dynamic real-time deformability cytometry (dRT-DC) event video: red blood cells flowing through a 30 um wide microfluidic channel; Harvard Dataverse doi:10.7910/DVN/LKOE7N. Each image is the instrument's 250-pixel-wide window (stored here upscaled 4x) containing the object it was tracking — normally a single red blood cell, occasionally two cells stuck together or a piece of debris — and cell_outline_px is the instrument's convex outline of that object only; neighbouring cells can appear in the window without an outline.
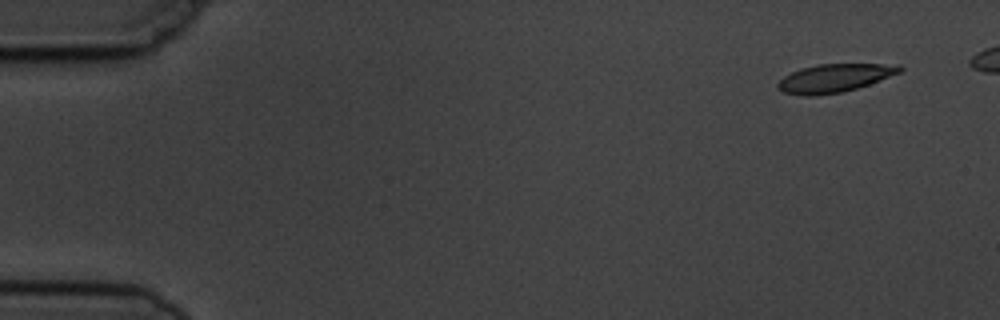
{"species": "common noctule bat (a hibernating species)", "species_latin": "Nyctalus noctula", "temperature_condition": "cold", "stored_images_in_passage": 6, "segment_of_instrument_passage": [1, 2], "camera_frame_rate_fps": 3000, "um_per_image_px": 0.085, "animal": {"sex": "male", "body_mass_g": 19.5, "forearm_length_mm": 54.6}, "frame": {"image": 1, "passage_image": 1, "time_ms": 0.0, "image_size_px": [1000, 320], "cell_outline_px": [[904, 68], [900, 72], [868, 84], [856, 88], [840, 92], [812, 96], [804, 96], [784, 92], [776, 88], [776, 84], [784, 76], [792, 72], [816, 64], [900, 64]], "centroid_in_image_um": [70.91, 6.63], "position_along_channel_um": 14.1, "area_um2": 19.83}}
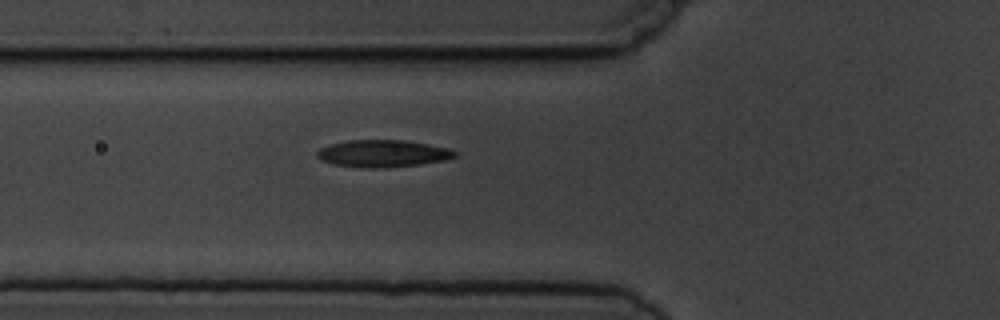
{"frame": {"image": 2, "passage_image": 5, "time_ms": 5.333, "image_size_px": [1000, 320], "cell_outline_px": [[460, 152], [456, 156], [444, 160], [420, 164], [388, 168], [360, 168], [332, 164], [320, 160], [316, 156], [316, 152], [320, 148], [332, 144], [348, 140], [400, 140], [428, 144], [448, 148]], "centroid_in_image_um": [32.53, 13.06], "position_along_channel_um": 93.3, "area_um2": 21.96}}